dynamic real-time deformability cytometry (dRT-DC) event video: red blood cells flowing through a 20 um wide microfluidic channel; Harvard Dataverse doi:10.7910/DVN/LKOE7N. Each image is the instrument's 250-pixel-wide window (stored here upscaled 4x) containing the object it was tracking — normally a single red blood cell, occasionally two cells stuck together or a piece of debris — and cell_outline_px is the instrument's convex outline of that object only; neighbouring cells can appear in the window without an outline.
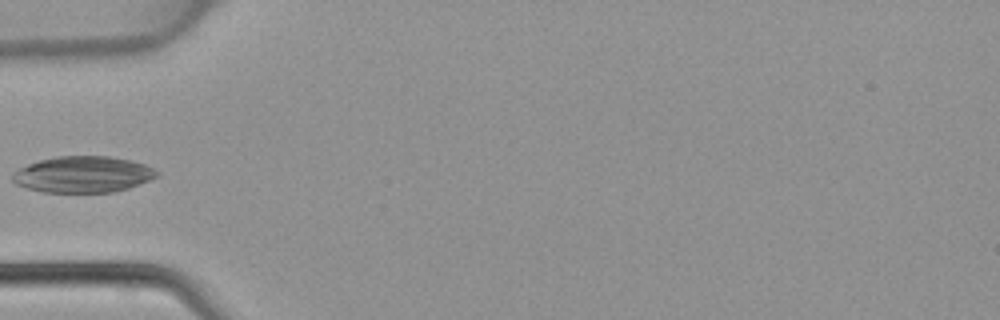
{"species": "common noctule bat (a hibernating species)", "species_latin": "Nyctalus noctula", "temperature_condition": "warm", "stored_images_in_passage": 1, "camera_frame_rate_fps": 3000, "um_per_image_px": 0.085, "animal": {"sex": "female", "body_mass_g": 22.7, "forearm_length_mm": 54.2}, "frame": {"image": 1, "passage_image": 1, "time_ms": 0.0, "image_size_px": [1000, 320], "cell_outline_px": [[160, 176], [152, 180], [128, 188], [112, 192], [44, 192], [28, 188], [16, 184], [12, 180], [12, 172], [28, 164], [40, 160], [56, 156], [108, 156], [132, 160], [144, 164], [160, 172]], "centroid_in_image_um": [7.09, 14.82], "position_along_channel_um": 77.9, "area_um2": 30.63}}